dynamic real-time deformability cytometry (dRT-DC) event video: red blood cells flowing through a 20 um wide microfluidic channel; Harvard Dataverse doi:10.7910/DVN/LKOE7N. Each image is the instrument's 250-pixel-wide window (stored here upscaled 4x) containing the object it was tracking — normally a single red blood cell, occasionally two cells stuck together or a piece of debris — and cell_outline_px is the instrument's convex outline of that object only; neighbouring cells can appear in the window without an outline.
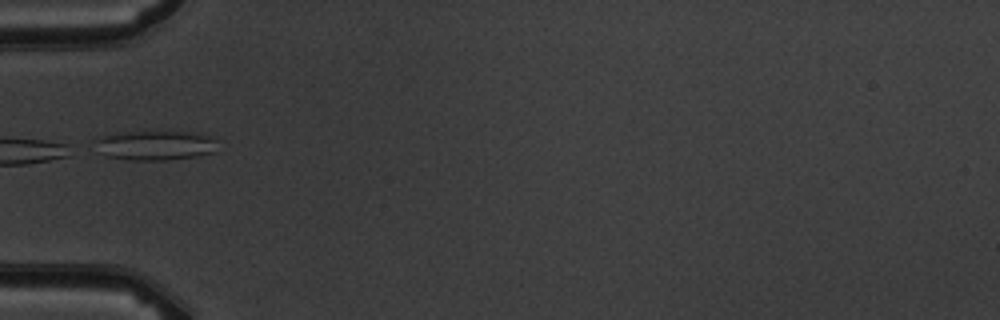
{"species": "common noctule bat (a hibernating species)", "species_latin": "Nyctalus noctula", "temperature_condition": "warm", "stored_images_in_passage": 3, "segment_of_instrument_passage": [2, 2], "camera_frame_rate_fps": 3000, "um_per_image_px": 0.085, "animal": {"sex": "male", "body_mass_g": 19.5, "forearm_length_mm": 54.6}, "frame": {"image": 1, "passage_image": 2, "time_ms": 1.333, "image_size_px": [1000, 320], "cell_outline_px": [[216, 140], [212, 152], [196, 156], [168, 160], [128, 160], [104, 156], [100, 152], [92, 140], [100, 136], [112, 132], [144, 128], [196, 132], [212, 136]], "centroid_in_image_um": [13.09, 12.28], "position_along_channel_um": 71.9, "area_um2": 22.54}}
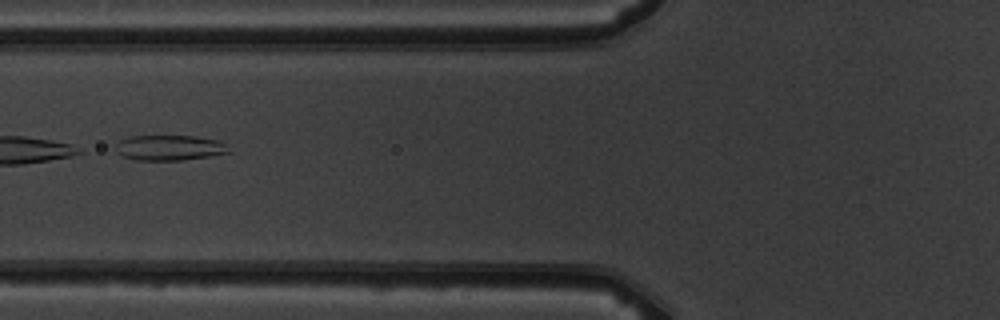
{"frame": {"image": 2, "passage_image": 3, "time_ms": 2.333, "image_size_px": [1000, 320], "cell_outline_px": [[232, 152], [208, 156], [180, 160], [136, 160], [124, 156], [116, 152], [116, 144], [120, 140], [128, 136], [196, 136], [220, 140]], "centroid_in_image_um": [14.4, 12.55], "position_along_channel_um": 111.4, "area_um2": 16.65}}